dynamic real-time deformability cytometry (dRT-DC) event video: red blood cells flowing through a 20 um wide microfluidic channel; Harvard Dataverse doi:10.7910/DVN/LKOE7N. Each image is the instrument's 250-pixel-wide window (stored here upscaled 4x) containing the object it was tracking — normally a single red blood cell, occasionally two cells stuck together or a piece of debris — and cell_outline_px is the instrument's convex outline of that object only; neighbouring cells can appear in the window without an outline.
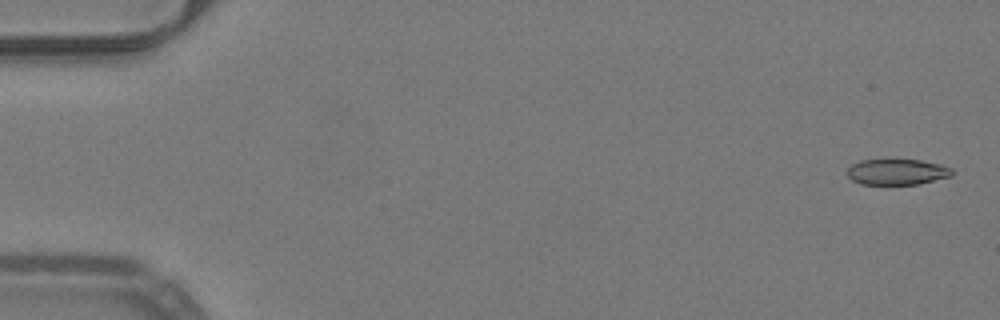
{"species": "common noctule bat (a hibernating species)", "species_latin": "Nyctalus noctula", "temperature_condition": "warm", "stored_images_in_passage": 52, "camera_frame_rate_fps": 3000, "um_per_image_px": 0.085, "animal": {"sex": "male", "body_mass_g": 19.2, "forearm_length_mm": 51.8}, "frame": {"image": 1, "passage_image": 2, "time_ms": 0.333, "image_size_px": [1000, 320], "cell_outline_px": [[952, 176], [920, 184], [860, 184], [852, 180], [848, 176], [848, 168], [852, 164], [860, 160], [888, 156], [892, 156], [920, 160], [940, 164], [952, 168]], "centroid_in_image_um": [76.23, 14.55], "position_along_channel_um": 8.8, "area_um2": 16.65}}
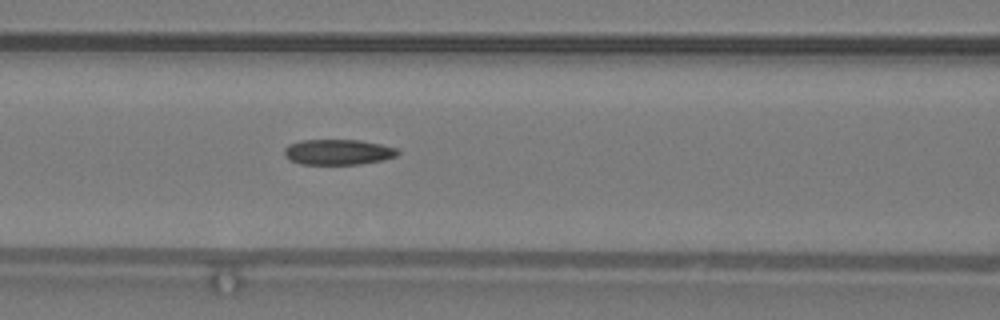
{"frame": {"image": 2, "passage_image": 23, "time_ms": 7.333, "image_size_px": [1000, 320], "cell_outline_px": [[400, 152], [396, 156], [380, 160], [360, 164], [300, 164], [288, 160], [284, 156], [284, 148], [288, 144], [300, 140], [360, 140], [380, 144], [396, 148]], "centroid_in_image_um": [28.67, 12.92], "position_along_channel_um": 137.9, "area_um2": 16.88}}
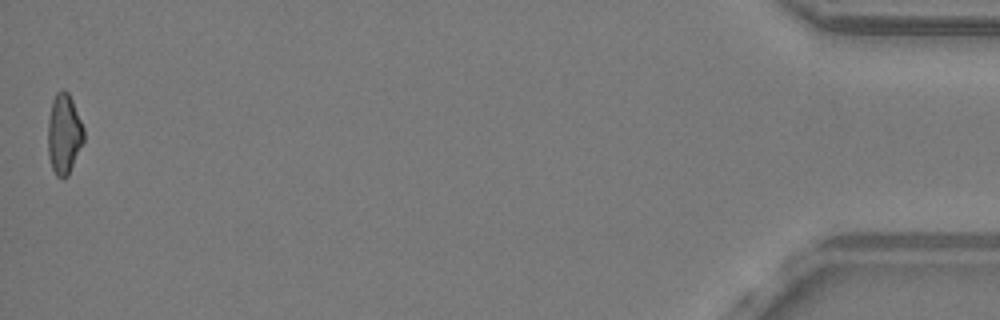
{"frame": {"image": 3, "passage_image": 52, "time_ms": 17.0, "image_size_px": [1000, 320], "cell_outline_px": [[84, 140], [68, 176], [64, 180], [56, 176], [52, 168], [48, 156], [48, 120], [52, 100], [56, 92], [64, 88], [68, 92], [72, 100], [84, 128]], "centroid_in_image_um": [5.43, 11.4], "position_along_channel_um": 429.8, "area_um2": 16.94}, "authors_computed_cell_mechanics": {"area_um2": 17.2822, "velocity_mm_per_s": 4.0157, "shape_relaxation_time_tau1_ms": 11.1549, "shape_relaxation_time_tau2_ms": 6.3723, "deformation_change_tau1": 0.2402, "deformation_change_tau2": 0.1589}}